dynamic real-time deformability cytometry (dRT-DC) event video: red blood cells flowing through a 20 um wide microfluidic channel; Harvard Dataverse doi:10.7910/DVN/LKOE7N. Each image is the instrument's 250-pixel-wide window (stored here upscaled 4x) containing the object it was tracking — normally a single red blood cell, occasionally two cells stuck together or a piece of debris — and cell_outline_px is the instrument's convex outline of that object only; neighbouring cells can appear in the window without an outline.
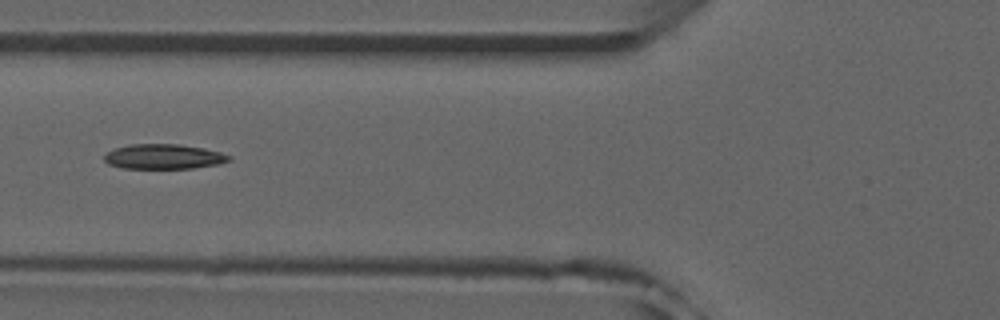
{"species": "common noctule bat (a hibernating species)", "species_latin": "Nyctalus noctula", "temperature_condition": "room temperature", "stored_images_in_passage": 38, "camera_frame_rate_fps": 3000, "um_per_image_px": 0.085, "animal": {"sex": "male", "forearm_length_mm": 52.5}, "frame": {"image": 1, "passage_image": 6, "time_ms": 1.667, "image_size_px": [1000, 320], "cell_outline_px": [[232, 160], [220, 164], [192, 168], [124, 168], [108, 164], [104, 160], [104, 156], [112, 148], [128, 144], [180, 144], [204, 148], [220, 152], [232, 156]], "centroid_in_image_um": [13.93, 13.3], "position_along_channel_um": 111.9, "area_um2": 18.26}, "authors_computed_cell_mechanics": {"area_um2": 18.2359, "velocity_mm_per_s": 3.9819, "shape_relaxation_time_tau1_ms": null, "shape_relaxation_time_tau2_ms": 5.5044, "deformation_change_tau1": null, "deformation_change_tau2": 0.1469}}